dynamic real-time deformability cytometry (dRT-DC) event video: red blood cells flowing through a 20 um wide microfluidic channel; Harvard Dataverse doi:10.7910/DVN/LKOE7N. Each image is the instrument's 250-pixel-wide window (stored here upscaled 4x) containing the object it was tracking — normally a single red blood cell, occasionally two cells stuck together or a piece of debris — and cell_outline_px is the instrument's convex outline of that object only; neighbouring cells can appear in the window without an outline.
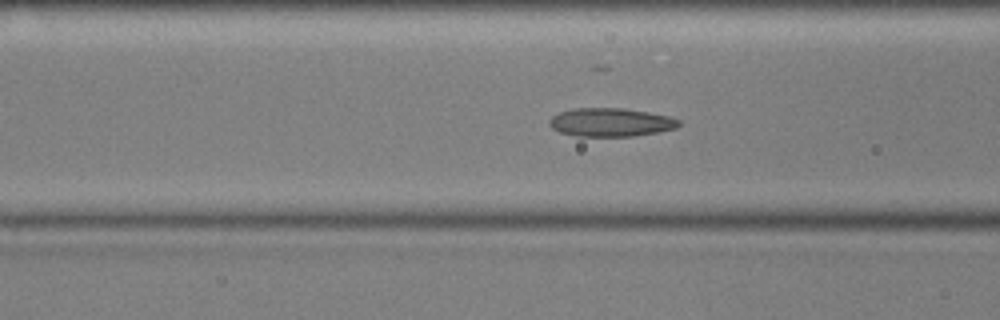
{"species": "common noctule bat (a hibernating species)", "species_latin": "Nyctalus noctula", "temperature_condition": "cold", "stored_images_in_passage": 55, "camera_frame_rate_fps": 3000, "um_per_image_px": 0.085, "animal": {"sex": "male", "body_mass_g": 17.9, "forearm_length_mm": 54.2}, "frame": {"image": 1, "passage_image": 19, "time_ms": 6.0, "image_size_px": [1000, 320], "cell_outline_px": [[680, 124], [676, 128], [660, 132], [632, 136], [576, 136], [560, 132], [552, 128], [548, 124], [548, 120], [552, 116], [560, 112], [572, 108], [624, 108], [648, 112], [668, 116], [680, 120]], "centroid_in_image_um": [51.9, 10.39], "position_along_channel_um": 114.7, "area_um2": 21.56}}
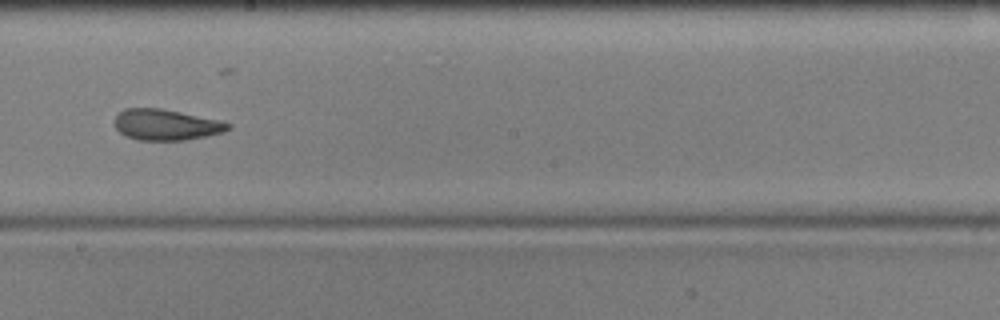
{"frame": {"image": 2, "passage_image": 29, "time_ms": 9.333, "image_size_px": [1000, 320], "cell_outline_px": [[232, 128], [224, 132], [184, 140], [140, 140], [128, 136], [120, 132], [116, 128], [116, 116], [124, 108], [160, 108], [220, 120], [232, 124]], "centroid_in_image_um": [14.16, 10.6], "position_along_channel_um": 234.0, "area_um2": 20.23}}
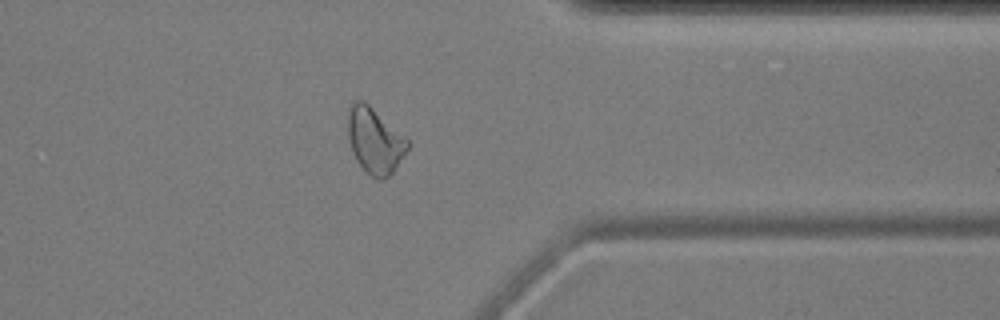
{"frame": {"image": 3, "passage_image": 42, "time_ms": 13.667, "image_size_px": [1000, 320], "cell_outline_px": [[408, 148], [392, 172], [388, 176], [380, 180], [372, 176], [356, 160], [352, 152], [348, 140], [348, 104], [352, 100], [364, 100], [408, 140]], "centroid_in_image_um": [31.8, 11.91], "position_along_channel_um": 379.6, "area_um2": 22.48}, "authors_computed_cell_mechanics": {"area_um2": 22.1374, "velocity_mm_per_s": 3.5812, "shape_relaxation_time_tau1_ms": null, "shape_relaxation_time_tau2_ms": 2.4543, "deformation_change_tau1": null, "deformation_change_tau2": 0.092}}